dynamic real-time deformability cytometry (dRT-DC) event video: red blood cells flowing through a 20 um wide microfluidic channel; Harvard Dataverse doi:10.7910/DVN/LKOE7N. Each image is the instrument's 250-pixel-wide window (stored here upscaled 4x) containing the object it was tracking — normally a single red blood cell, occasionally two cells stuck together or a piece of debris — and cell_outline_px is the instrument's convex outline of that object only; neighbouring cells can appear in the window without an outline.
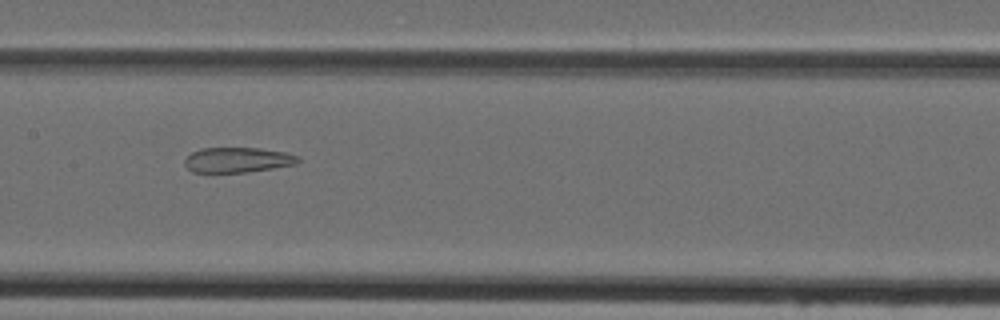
{"species": "Egyptian fruit bat (a non-hibernating species)", "species_latin": "Rousettus aegyptiacus", "temperature_condition": "cold", "stored_images_in_passage": 36, "camera_frame_rate_fps": 3000, "um_per_image_px": 0.085, "animal": {"sex": "female"}, "frame": {"image": 1, "passage_image": 12, "time_ms": 3.667, "image_size_px": [1000, 320], "cell_outline_px": [[300, 160], [296, 164], [248, 172], [192, 172], [184, 164], [184, 160], [192, 152], [200, 148], [260, 148], [284, 152], [300, 156]], "centroid_in_image_um": [20.2, 13.59], "position_along_channel_um": 187.2, "area_um2": 16.59}}
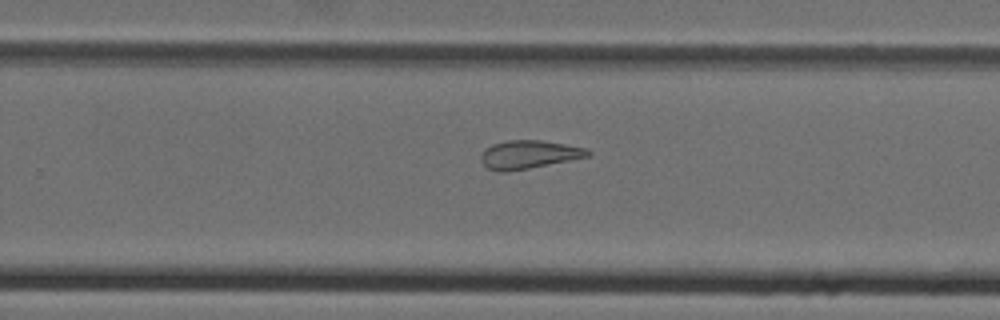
{"frame": {"image": 2, "passage_image": 19, "time_ms": 6.0, "image_size_px": [1000, 320], "cell_outline_px": [[592, 152], [588, 156], [528, 168], [504, 172], [500, 172], [488, 168], [480, 160], [480, 156], [484, 148], [492, 144], [508, 140], [540, 140], [588, 148]], "centroid_in_image_um": [44.91, 13.12], "position_along_channel_um": 284.9, "area_um2": 17.46}}
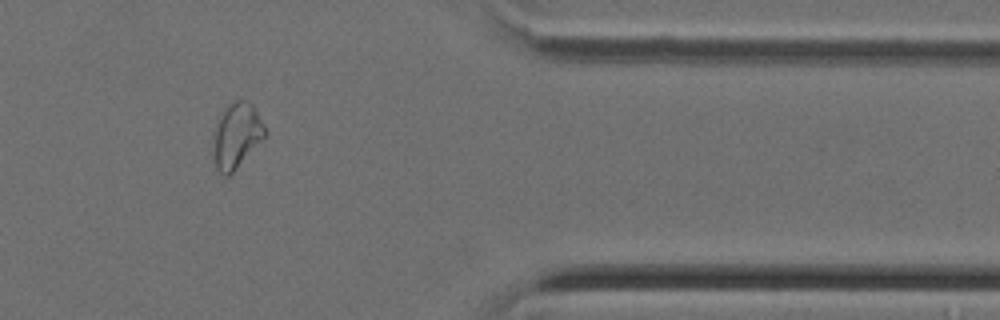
{"frame": {"image": 3, "passage_image": 28, "time_ms": 9.0, "image_size_px": [1000, 320], "cell_outline_px": [[268, 132], [232, 172], [228, 176], [220, 176], [216, 168], [212, 156], [212, 132], [220, 112], [228, 104], [236, 100], [248, 100], [252, 104], [264, 124]], "centroid_in_image_um": [20.04, 11.51], "position_along_channel_um": 391.4, "area_um2": 20.0}}